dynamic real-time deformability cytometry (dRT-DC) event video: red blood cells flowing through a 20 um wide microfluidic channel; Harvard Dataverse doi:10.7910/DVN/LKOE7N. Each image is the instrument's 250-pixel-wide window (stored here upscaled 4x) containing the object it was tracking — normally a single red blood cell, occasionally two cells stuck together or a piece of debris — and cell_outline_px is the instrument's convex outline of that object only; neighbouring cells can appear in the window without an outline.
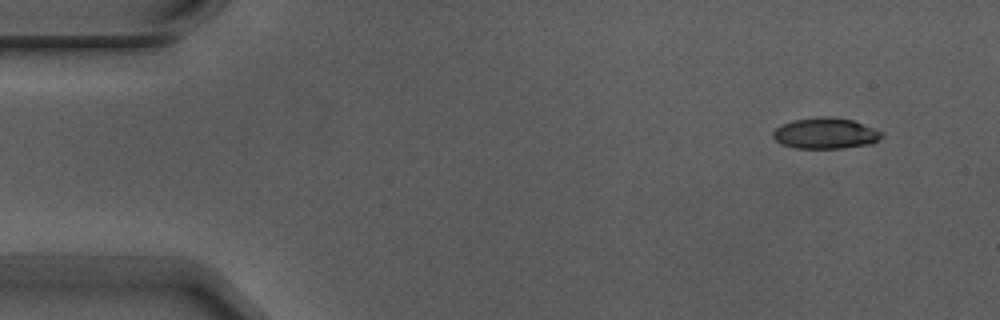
{"species": "Egyptian fruit bat (a non-hibernating species)", "species_latin": "Rousettus aegyptiacus", "temperature_condition": "warm", "stored_images_in_passage": 3, "camera_frame_rate_fps": 3000, "um_per_image_px": 0.085, "animal": {"sex": "male"}, "frame": {"image": 1, "passage_image": 1, "time_ms": 0.0, "image_size_px": [1000, 320], "cell_outline_px": [[884, 136], [872, 144], [840, 148], [796, 148], [784, 144], [776, 140], [772, 136], [772, 132], [780, 124], [792, 120], [820, 116], [832, 116], [852, 120], [876, 128], [884, 132]], "centroid_in_image_um": [70.2, 11.31], "position_along_channel_um": 14.8, "area_um2": 19.83}}